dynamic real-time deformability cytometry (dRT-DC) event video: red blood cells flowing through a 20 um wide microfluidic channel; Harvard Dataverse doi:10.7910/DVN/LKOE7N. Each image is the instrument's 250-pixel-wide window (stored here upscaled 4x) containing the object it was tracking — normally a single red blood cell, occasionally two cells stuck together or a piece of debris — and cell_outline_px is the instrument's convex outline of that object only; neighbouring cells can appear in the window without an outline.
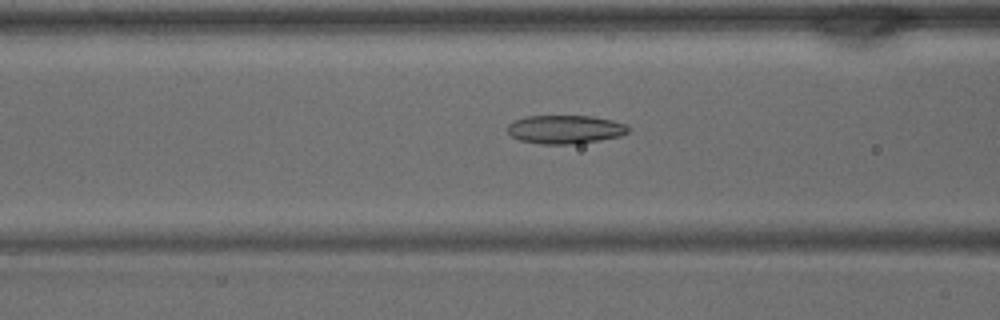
{"species": "common noctule bat (a hibernating species)", "species_latin": "Nyctalus noctula", "temperature_condition": "warm", "stored_images_in_passage": 39, "camera_frame_rate_fps": 3000, "um_per_image_px": 0.085, "animal": {"sex": "male", "body_mass_g": 15.6}, "frame": {"image": 1, "passage_image": 16, "time_ms": 5.0, "image_size_px": [1000, 320], "cell_outline_px": [[628, 132], [620, 136], [600, 140], [576, 144], [540, 144], [520, 140], [512, 136], [508, 132], [508, 124], [524, 116], [592, 116], [612, 120], [624, 124], [628, 128]], "centroid_in_image_um": [48.03, 11.0], "position_along_channel_um": 118.6, "area_um2": 20.0}}
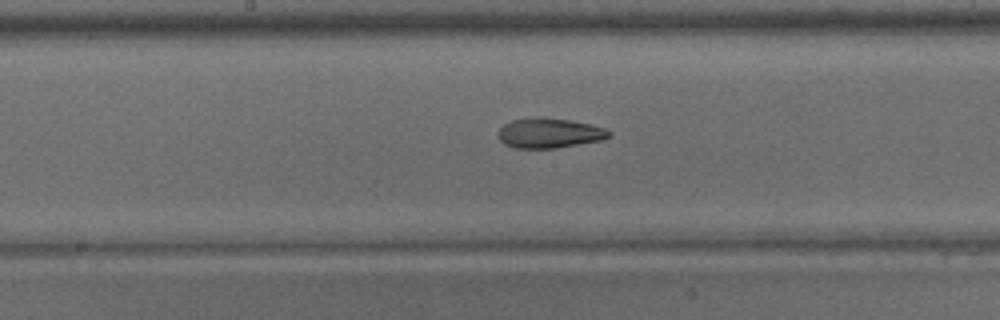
{"frame": {"image": 2, "passage_image": 21, "time_ms": 6.667, "image_size_px": [1000, 320], "cell_outline_px": [[612, 132], [608, 136], [600, 140], [556, 148], [516, 148], [504, 144], [500, 140], [500, 128], [504, 124], [512, 120], [536, 116], [572, 120], [604, 128]], "centroid_in_image_um": [46.67, 11.3], "position_along_channel_um": 201.5, "area_um2": 19.13}}
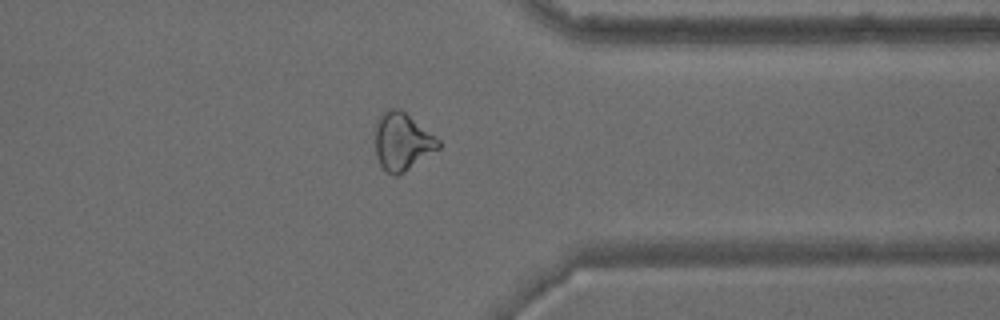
{"frame": {"image": 3, "passage_image": 32, "time_ms": 10.333, "image_size_px": [1000, 320], "cell_outline_px": [[440, 148], [404, 172], [396, 176], [392, 176], [380, 164], [376, 156], [376, 120], [388, 108], [400, 108], [440, 140]], "centroid_in_image_um": [34.19, 12.03], "position_along_channel_um": 377.2, "area_um2": 21.04}}